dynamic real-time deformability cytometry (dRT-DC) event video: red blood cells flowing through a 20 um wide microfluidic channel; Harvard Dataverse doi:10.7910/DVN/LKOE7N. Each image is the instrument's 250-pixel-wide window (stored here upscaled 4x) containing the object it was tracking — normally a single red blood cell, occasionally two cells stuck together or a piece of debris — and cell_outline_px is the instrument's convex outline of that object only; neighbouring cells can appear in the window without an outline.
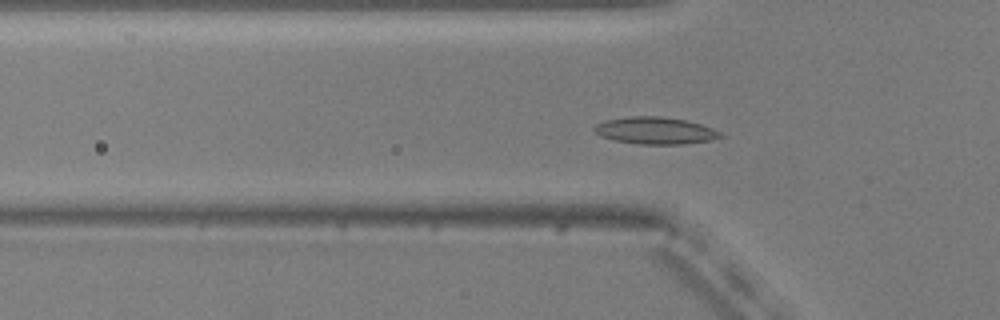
{"species": "common noctule bat (a hibernating species)", "species_latin": "Nyctalus noctula", "temperature_condition": "warm", "stored_images_in_passage": 55, "camera_frame_rate_fps": 3000, "um_per_image_px": 0.085, "animal": {"sex": "male", "body_mass_g": 20.5, "forearm_length_mm": 52.5}, "frame": {"image": 1, "passage_image": 17, "time_ms": 5.333, "image_size_px": [1000, 320], "cell_outline_px": [[724, 136], [712, 140], [684, 144], [640, 144], [616, 140], [600, 136], [592, 128], [596, 124], [604, 120], [632, 116], [660, 116], [684, 120], [700, 124], [712, 128], [720, 132]], "centroid_in_image_um": [55.69, 11.1], "position_along_channel_um": 70.1, "area_um2": 19.77}}
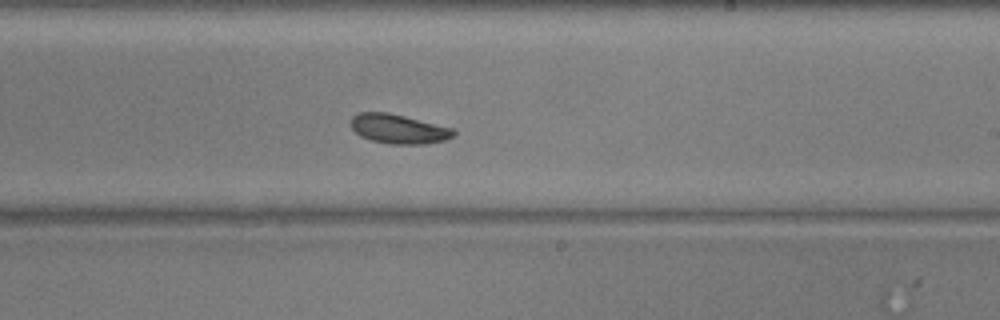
{"frame": {"image": 2, "passage_image": 32, "time_ms": 10.333, "image_size_px": [1000, 320], "cell_outline_px": [[456, 132], [452, 136], [444, 140], [424, 144], [388, 144], [372, 140], [360, 136], [352, 128], [352, 116], [360, 112], [388, 112], [452, 128]], "centroid_in_image_um": [33.86, 10.96], "position_along_channel_um": 255.1, "area_um2": 17.34}}
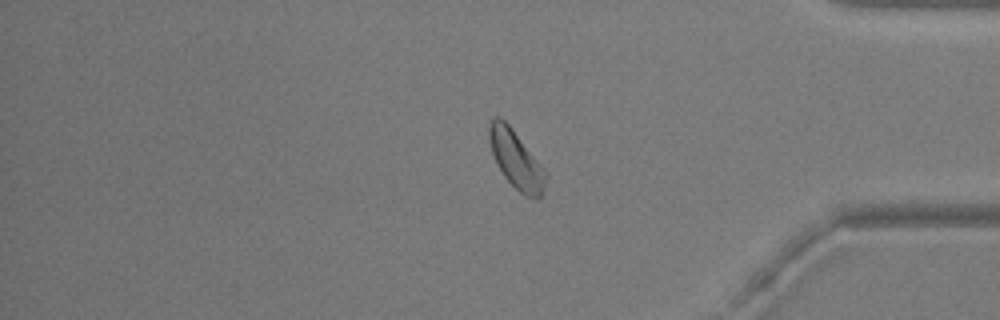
{"frame": {"image": 3, "passage_image": 45, "time_ms": 14.667, "image_size_px": [1000, 320], "cell_outline_px": [[544, 188], [540, 196], [536, 200], [524, 196], [504, 176], [496, 164], [488, 140], [488, 128], [492, 116], [500, 116], [512, 128], [540, 164], [544, 172]], "centroid_in_image_um": [43.8, 13.53], "position_along_channel_um": 391.4, "area_um2": 18.73}, "authors_computed_cell_mechanics": {"area_um2": 18.0336, "velocity_mm_per_s": 3.6922, "shape_relaxation_time_tau1_ms": 2.4354, "shape_relaxation_time_tau2_ms": 3.8966, "deformation_change_tau1": 0.0928, "deformation_change_tau2": 0.0898}}